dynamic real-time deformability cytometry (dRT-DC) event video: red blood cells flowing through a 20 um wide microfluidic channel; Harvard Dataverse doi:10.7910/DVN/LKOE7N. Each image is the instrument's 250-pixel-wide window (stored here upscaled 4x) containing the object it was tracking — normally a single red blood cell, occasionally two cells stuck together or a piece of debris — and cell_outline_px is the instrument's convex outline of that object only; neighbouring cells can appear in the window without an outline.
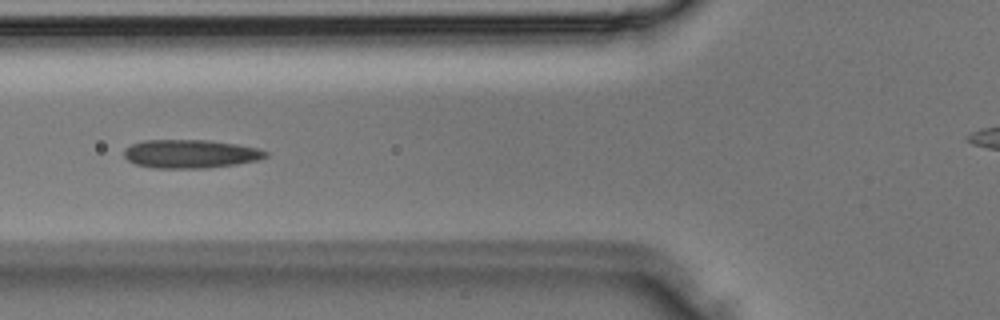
{"species": "Egyptian fruit bat (a non-hibernating species)", "species_latin": "Rousettus aegyptiacus", "temperature_condition": "room temperature", "stored_images_in_passage": 31, "camera_frame_rate_fps": 3000, "um_per_image_px": 0.085, "animal": {"sex": "male"}, "frame": {"image": 1, "passage_image": 8, "time_ms": 2.333, "image_size_px": [1000, 320], "cell_outline_px": [[268, 156], [256, 160], [236, 164], [204, 168], [156, 168], [136, 164], [128, 160], [124, 156], [124, 148], [132, 144], [144, 140], [208, 140], [236, 144], [260, 148], [268, 152]], "centroid_in_image_um": [16.19, 13.07], "position_along_channel_um": 109.6, "area_um2": 23.47}}
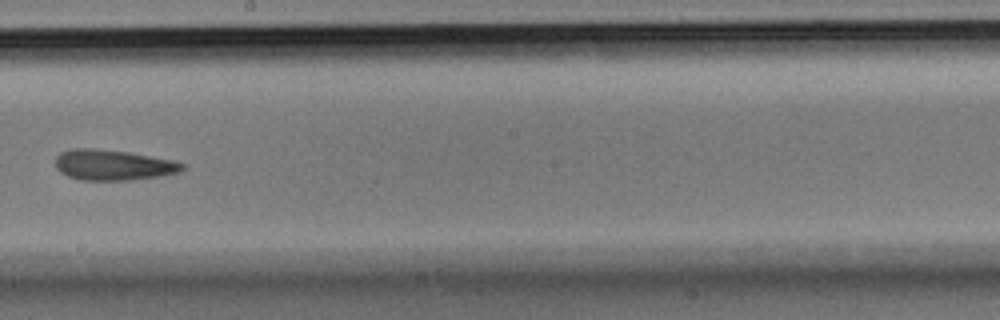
{"frame": {"image": 2, "passage_image": 15, "time_ms": 4.667, "image_size_px": [1000, 320], "cell_outline_px": [[184, 168], [180, 172], [160, 176], [132, 180], [80, 180], [68, 176], [60, 172], [56, 168], [56, 156], [60, 152], [72, 148], [92, 148], [128, 152], [172, 160], [184, 164]], "centroid_in_image_um": [9.59, 14.02], "position_along_channel_um": 238.6, "area_um2": 22.6}}
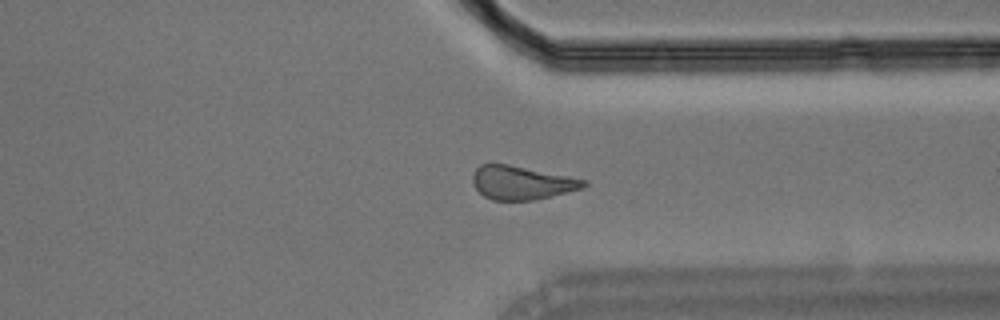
{"frame": {"image": 3, "passage_image": 22, "time_ms": 7.0, "image_size_px": [1000, 320], "cell_outline_px": [[588, 184], [584, 188], [532, 200], [492, 200], [484, 196], [476, 188], [472, 180], [472, 176], [476, 168], [480, 164], [508, 164], [588, 180]], "centroid_in_image_um": [44.34, 15.52], "position_along_channel_um": 367.1, "area_um2": 21.56}}